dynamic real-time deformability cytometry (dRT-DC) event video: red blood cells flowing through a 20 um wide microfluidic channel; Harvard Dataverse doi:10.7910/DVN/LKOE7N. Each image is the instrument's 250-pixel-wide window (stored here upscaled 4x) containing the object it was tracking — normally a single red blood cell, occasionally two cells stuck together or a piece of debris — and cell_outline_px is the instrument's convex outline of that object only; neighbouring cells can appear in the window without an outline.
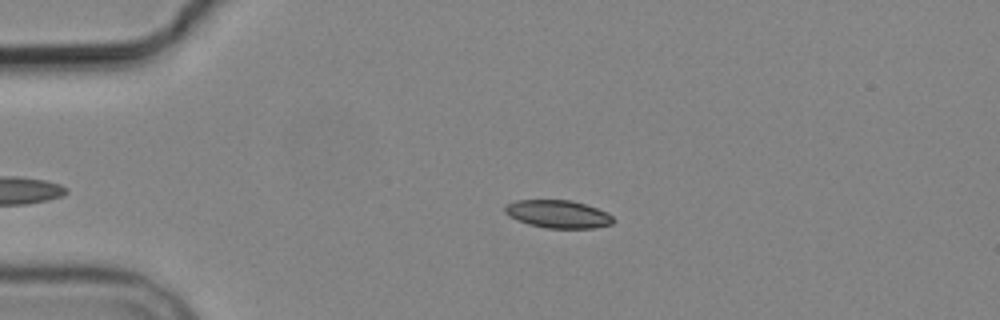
{"species": "common noctule bat (a hibernating species)", "species_latin": "Nyctalus noctula", "temperature_condition": "cold", "stored_images_in_passage": 2, "camera_frame_rate_fps": 3000, "um_per_image_px": 0.085, "animal": {"sex": "male", "body_mass_g": 19.2, "forearm_length_mm": 51.8}, "frame": {"image": 1, "passage_image": 1, "time_ms": 0.0, "image_size_px": [1000, 320], "cell_outline_px": [[612, 224], [592, 228], [548, 228], [528, 224], [508, 216], [504, 212], [504, 208], [508, 204], [516, 200], [572, 200], [596, 208], [612, 216]], "centroid_in_image_um": [47.39, 18.19], "position_along_channel_um": 37.6, "area_um2": 17.34}}